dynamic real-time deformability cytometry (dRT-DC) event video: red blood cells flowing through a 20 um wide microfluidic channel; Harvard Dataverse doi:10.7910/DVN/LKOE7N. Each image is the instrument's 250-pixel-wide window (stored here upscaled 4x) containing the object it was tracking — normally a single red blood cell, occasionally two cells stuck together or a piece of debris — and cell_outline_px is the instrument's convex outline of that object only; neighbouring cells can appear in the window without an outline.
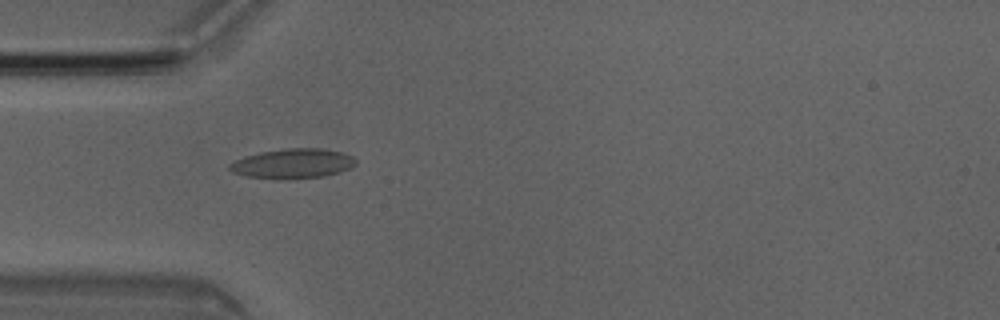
{"species": "Egyptian fruit bat (a non-hibernating species)", "species_latin": "Rousettus aegyptiacus", "temperature_condition": "room temperature", "stored_images_in_passage": 7, "camera_frame_rate_fps": 3000, "um_per_image_px": 0.085, "animal": {"sex": "male"}, "frame": {"image": 1, "passage_image": 5, "time_ms": 1.333, "image_size_px": [1000, 320], "cell_outline_px": [[356, 164], [340, 172], [324, 176], [244, 176], [232, 172], [228, 168], [228, 164], [244, 156], [260, 152], [284, 148], [320, 148], [340, 152], [352, 156], [356, 160]], "centroid_in_image_um": [24.88, 13.85], "position_along_channel_um": 60.1, "area_um2": 20.87}}